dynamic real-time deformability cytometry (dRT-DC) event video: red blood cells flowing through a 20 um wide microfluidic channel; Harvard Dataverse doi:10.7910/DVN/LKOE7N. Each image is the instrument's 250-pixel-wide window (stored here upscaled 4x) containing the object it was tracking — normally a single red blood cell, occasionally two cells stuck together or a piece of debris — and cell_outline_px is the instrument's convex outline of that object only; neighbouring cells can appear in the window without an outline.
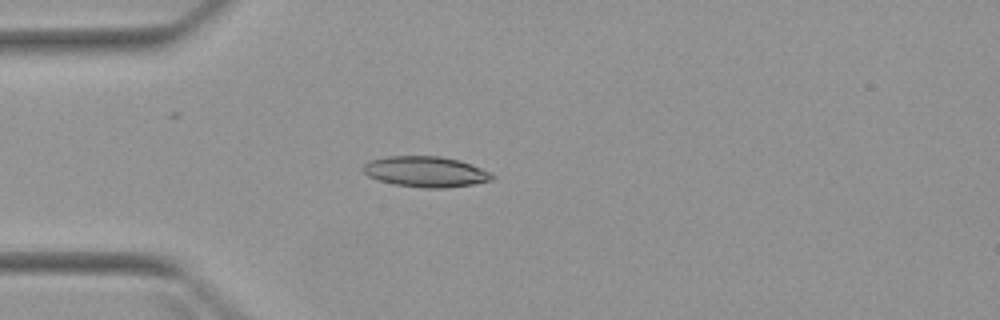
{"species": "Egyptian fruit bat (a non-hibernating species)", "species_latin": "Rousettus aegyptiacus", "temperature_condition": "warm", "stored_images_in_passage": 4, "camera_frame_rate_fps": 3000, "um_per_image_px": 0.085, "animal": {"sex": "female"}, "frame": {"image": 1, "passage_image": 3, "time_ms": 2.667, "image_size_px": [1000, 320], "cell_outline_px": [[496, 176], [492, 180], [472, 184], [444, 188], [424, 188], [396, 184], [380, 180], [368, 176], [360, 168], [368, 160], [384, 156], [440, 156], [460, 160], [492, 172]], "centroid_in_image_um": [36.18, 14.58], "position_along_channel_um": 48.8, "area_um2": 23.18}}